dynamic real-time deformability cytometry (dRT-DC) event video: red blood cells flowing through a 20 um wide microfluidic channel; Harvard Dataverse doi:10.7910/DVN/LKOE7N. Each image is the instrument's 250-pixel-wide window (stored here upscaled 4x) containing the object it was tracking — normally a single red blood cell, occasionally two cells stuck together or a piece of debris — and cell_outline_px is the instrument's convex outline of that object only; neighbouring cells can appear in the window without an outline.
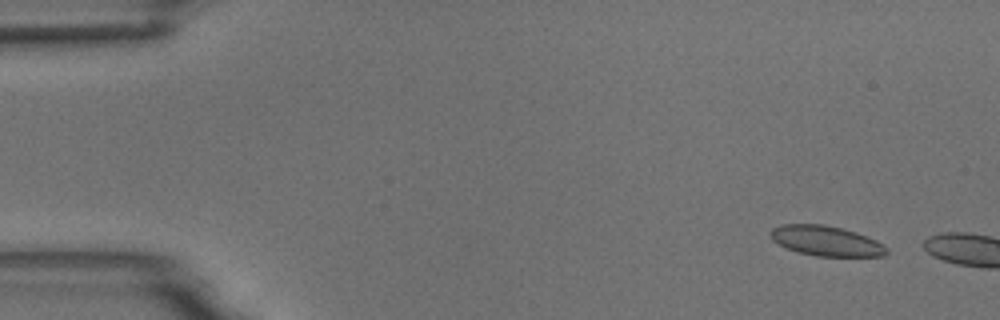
{"species": "common noctule bat (a hibernating species)", "species_latin": "Nyctalus noctula", "temperature_condition": "room temperature", "stored_images_in_passage": 3, "camera_frame_rate_fps": 3000, "um_per_image_px": 0.085, "animal": {"sex": "male", "body_mass_g": 18.8}, "frame": {"image": 1, "passage_image": 2, "time_ms": 1.0, "image_size_px": [1000, 320], "cell_outline_px": [[888, 252], [884, 256], [816, 256], [784, 248], [772, 240], [768, 232], [772, 228], [780, 224], [824, 224], [856, 232], [876, 240], [884, 244], [888, 248]], "centroid_in_image_um": [70.19, 20.47], "position_along_channel_um": 14.8, "area_um2": 20.52}}